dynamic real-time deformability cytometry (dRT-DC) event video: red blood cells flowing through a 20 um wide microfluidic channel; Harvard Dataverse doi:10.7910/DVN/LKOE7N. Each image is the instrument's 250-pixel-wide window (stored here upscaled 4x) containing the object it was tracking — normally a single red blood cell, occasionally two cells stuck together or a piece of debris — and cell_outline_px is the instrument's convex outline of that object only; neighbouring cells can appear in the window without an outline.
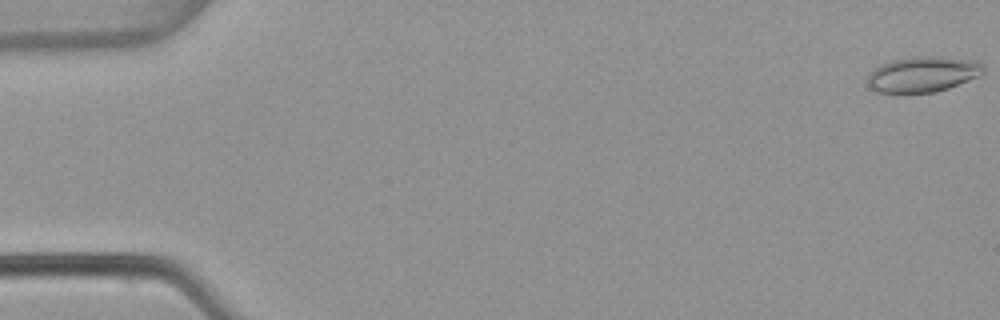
{"species": "common noctule bat (a hibernating species)", "species_latin": "Nyctalus noctula", "temperature_condition": "warm", "stored_images_in_passage": 54, "camera_frame_rate_fps": 3000, "um_per_image_px": 0.085, "animal": {"sex": "female", "body_mass_g": 22.7, "forearm_length_mm": 54.2}, "frame": {"image": 1, "passage_image": 1, "time_ms": 0.0, "image_size_px": [1000, 320], "cell_outline_px": [[984, 72], [980, 76], [948, 88], [936, 92], [876, 92], [868, 84], [868, 76], [880, 64], [892, 60], [908, 56], [940, 56], [976, 60], [984, 68]], "centroid_in_image_um": [78.47, 6.29], "position_along_channel_um": 6.5, "area_um2": 23.99}}
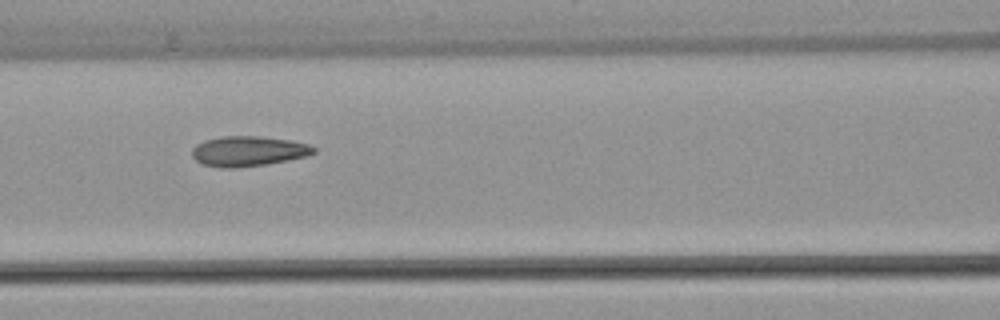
{"frame": {"image": 2, "passage_image": 24, "time_ms": 7.667, "image_size_px": [1000, 320], "cell_outline_px": [[316, 152], [308, 156], [268, 164], [236, 168], [220, 168], [200, 164], [192, 156], [192, 148], [196, 144], [204, 140], [220, 136], [260, 136], [288, 140], [308, 144], [316, 148]], "centroid_in_image_um": [21.08, 12.86], "position_along_channel_um": 145.5, "area_um2": 21.62}}
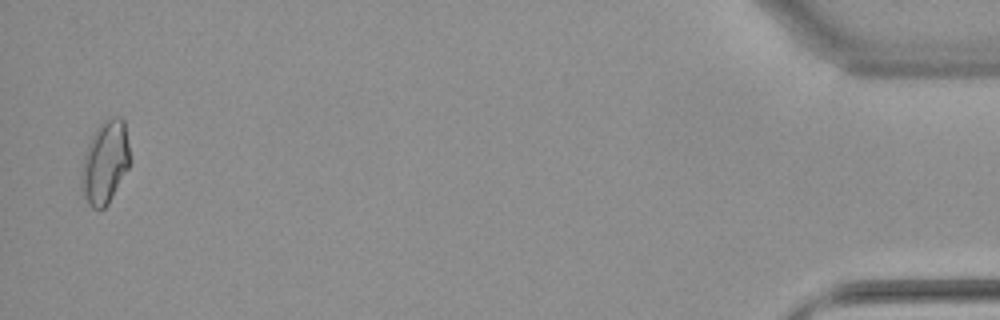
{"frame": {"image": 3, "passage_image": 53, "time_ms": 17.333, "image_size_px": [1000, 320], "cell_outline_px": [[132, 160], [128, 168], [108, 204], [100, 212], [92, 208], [88, 204], [80, 192], [80, 180], [84, 156], [88, 144], [96, 128], [104, 120], [112, 116], [120, 116], [124, 120]], "centroid_in_image_um": [8.93, 13.82], "position_along_channel_um": 426.3, "area_um2": 23.93}, "authors_computed_cell_mechanics": {"area_um2": 21.1548, "velocity_mm_per_s": 3.8298, "shape_relaxation_time_tau1_ms": null, "shape_relaxation_time_tau2_ms": 2.2159, "deformation_change_tau1": null, "deformation_change_tau2": 0.0824}}